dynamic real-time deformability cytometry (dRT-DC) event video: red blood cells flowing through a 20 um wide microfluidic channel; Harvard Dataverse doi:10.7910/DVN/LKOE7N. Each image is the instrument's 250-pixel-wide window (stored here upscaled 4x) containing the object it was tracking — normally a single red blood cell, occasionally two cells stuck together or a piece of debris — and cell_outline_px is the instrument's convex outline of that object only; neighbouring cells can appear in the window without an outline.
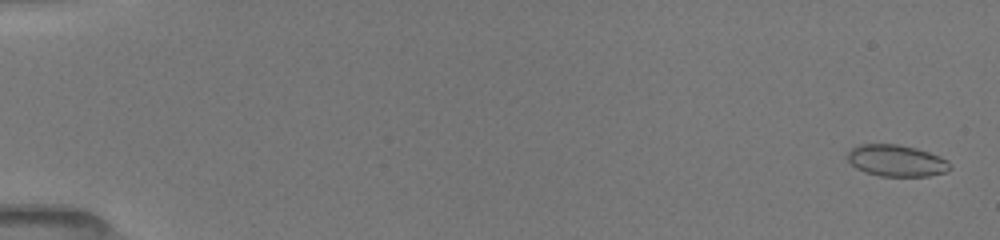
{"species": "common noctule bat (a hibernating species)", "species_latin": "Nyctalus noctula", "temperature_condition": "room temperature", "stored_images_in_passage": 65, "camera_frame_rate_fps": 3000, "um_per_image_px": 0.085, "animal": {"sex": "female", "body_mass_g": 19.5, "forearm_length_mm": 54.1}, "frame": {"image": 1, "passage_image": 2, "time_ms": 0.333, "image_size_px": [1000, 240], "cell_outline_px": [[952, 168], [944, 172], [928, 176], [880, 176], [856, 168], [848, 160], [848, 152], [852, 148], [860, 144], [896, 144], [916, 148], [928, 152], [948, 160]], "centroid_in_image_um": [76.21, 13.65], "position_along_channel_um": 8.8, "area_um2": 18.67}}
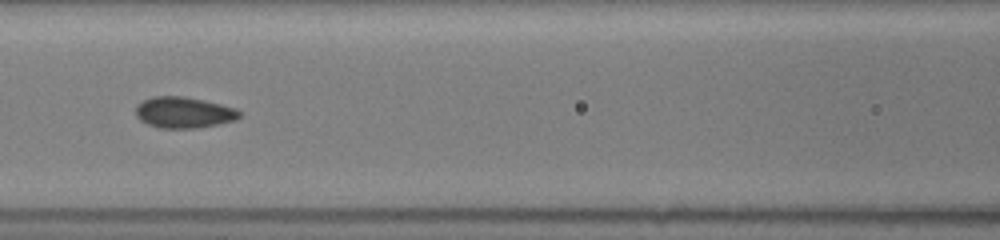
{"frame": {"image": 2, "passage_image": 27, "time_ms": 8.0, "image_size_px": [1000, 240], "cell_outline_px": [[240, 116], [236, 120], [196, 128], [160, 128], [148, 124], [140, 120], [136, 116], [136, 104], [152, 96], [184, 96], [204, 100], [236, 108], [240, 112]], "centroid_in_image_um": [15.6, 9.55], "position_along_channel_um": 151.0, "area_um2": 18.79}}
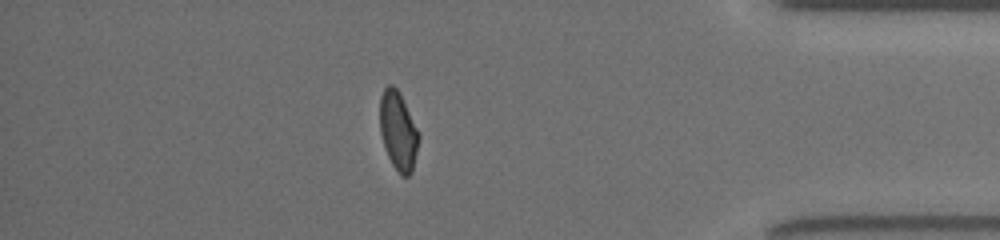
{"frame": {"image": 3, "passage_image": 56, "time_ms": 15.0, "image_size_px": [1000, 240], "cell_outline_px": [[420, 136], [412, 172], [408, 176], [400, 176], [392, 164], [388, 156], [380, 132], [380, 96], [384, 88], [388, 84], [392, 84], [400, 92], [420, 132]], "centroid_in_image_um": [33.86, 11.11], "position_along_channel_um": 401.3, "area_um2": 18.03}, "authors_computed_cell_mechanics": {"area_um2": 18.3804, "velocity_mm_per_s": 4.0167, "shape_relaxation_time_tau1_ms": 8.2849, "shape_relaxation_time_tau2_ms": 0.8422, "deformation_change_tau1": 0.1643, "deformation_change_tau2": 0.0403}}